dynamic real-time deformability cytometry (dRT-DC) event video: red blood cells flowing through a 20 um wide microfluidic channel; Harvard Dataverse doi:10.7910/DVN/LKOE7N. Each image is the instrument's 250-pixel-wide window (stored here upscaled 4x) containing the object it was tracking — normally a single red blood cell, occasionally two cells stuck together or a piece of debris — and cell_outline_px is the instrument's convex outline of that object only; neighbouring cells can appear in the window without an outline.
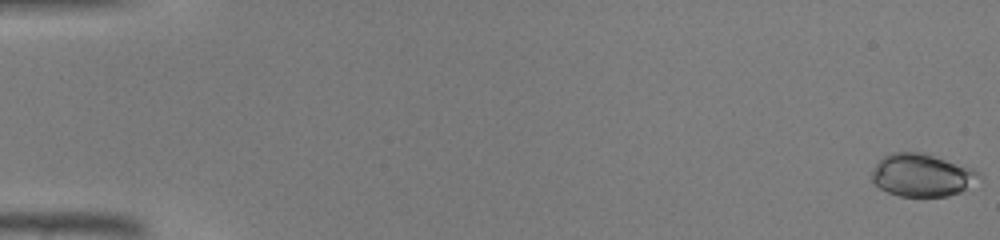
{"species": "common noctule bat (a hibernating species)", "species_latin": "Nyctalus noctula", "temperature_condition": "warm", "stored_images_in_passage": 47, "segment_of_instrument_passage": [1, 2], "camera_frame_rate_fps": 3000, "um_per_image_px": 0.085, "animal": {"sex": "male", "body_mass_g": 19.0, "forearm_length_mm": 50.8}, "frame": {"image": 1, "passage_image": 1, "time_ms": 0.0, "image_size_px": [1000, 240], "cell_outline_px": [[980, 176], [960, 192], [948, 196], [900, 196], [888, 192], [880, 188], [872, 180], [872, 172], [876, 164], [884, 156], [892, 152], [924, 152], [972, 168]], "centroid_in_image_um": [78.32, 14.87], "position_along_channel_um": 6.7, "area_um2": 26.24}}
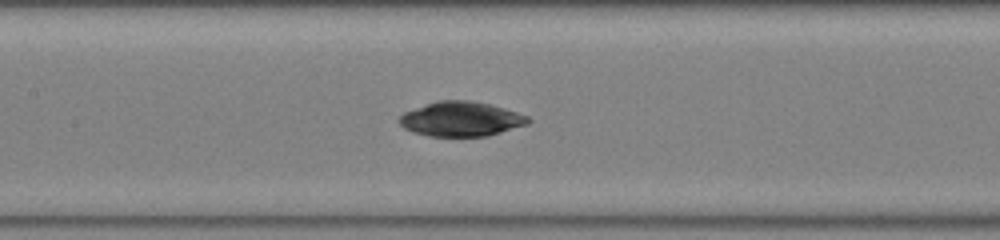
{"frame": {"image": 2, "passage_image": 23, "time_ms": 7.333, "image_size_px": [1000, 240], "cell_outline_px": [[532, 120], [528, 124], [488, 136], [428, 136], [412, 132], [404, 128], [396, 120], [404, 112], [440, 100], [468, 100], [488, 104], [504, 108], [528, 116]], "centroid_in_image_um": [39.18, 10.13], "position_along_channel_um": 168.2, "area_um2": 25.89}}
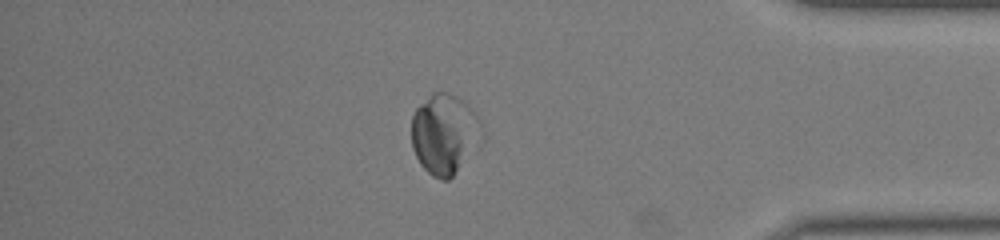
{"frame": {"image": 3, "passage_image": 40, "time_ms": 13.0, "image_size_px": [1000, 240], "cell_outline_px": [[480, 124], [452, 176], [448, 180], [440, 180], [432, 176], [420, 164], [412, 148], [412, 116], [416, 108], [432, 92], [448, 92], [456, 96], [468, 104], [480, 116]], "centroid_in_image_um": [37.63, 11.3], "position_along_channel_um": 397.6, "area_um2": 30.87}}